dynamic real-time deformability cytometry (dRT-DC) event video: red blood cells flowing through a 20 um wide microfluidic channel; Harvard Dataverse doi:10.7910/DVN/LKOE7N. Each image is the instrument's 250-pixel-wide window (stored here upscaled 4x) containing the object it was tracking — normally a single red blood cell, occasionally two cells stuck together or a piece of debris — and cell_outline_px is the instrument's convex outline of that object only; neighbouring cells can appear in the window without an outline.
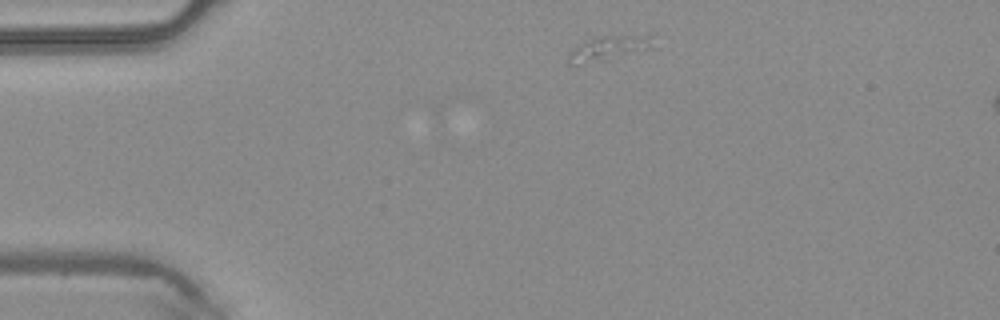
{"species": "common noctule bat (a hibernating species)", "species_latin": "Nyctalus noctula", "temperature_condition": "warm", "stored_images_in_passage": 18, "camera_frame_rate_fps": 3000, "um_per_image_px": 0.085, "animal": {"sex": "male", "body_mass_g": 20.4}, "frame": {"image": 1, "passage_image": 1, "time_ms": 0.0, "image_size_px": [1000, 320], "cell_outline_px": [[656, 36], [652, 48], [612, 60], [580, 64], [568, 64], [568, 56], [580, 44], [596, 36], [656, 32]], "centroid_in_image_um": [51.95, 4.04], "position_along_channel_um": 33.1, "area_um2": 13.01}}
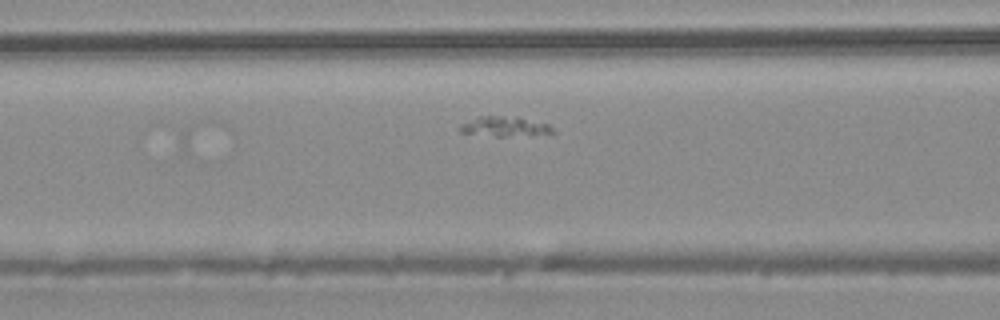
{"frame": {"image": 2, "passage_image": 11, "time_ms": 3.333, "image_size_px": [1000, 320], "cell_outline_px": [[556, 132], [500, 136], [496, 136], [460, 132], [460, 124], [476, 116], [516, 116], [548, 124]], "centroid_in_image_um": [42.83, 10.72], "position_along_channel_um": 123.8, "area_um2": 10.46}}
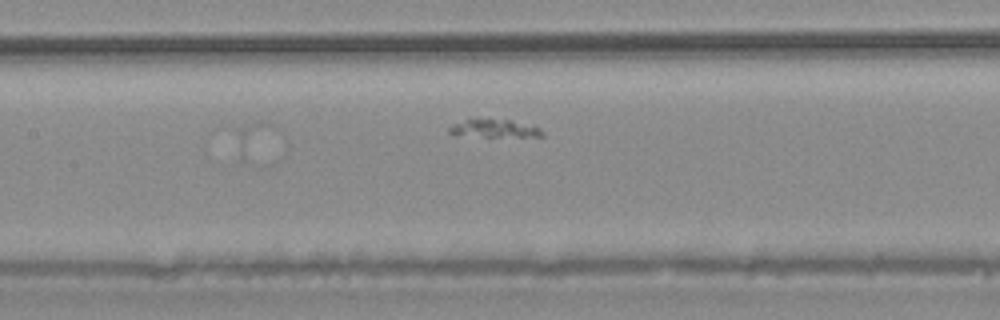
{"frame": {"image": 3, "passage_image": 14, "time_ms": 4.333, "image_size_px": [1000, 320], "cell_outline_px": [[544, 136], [456, 136], [448, 132], [448, 128], [464, 120], [476, 116], [480, 116], [512, 120], [540, 128], [544, 132]], "centroid_in_image_um": [41.95, 10.88], "position_along_channel_um": 165.4, "area_um2": 10.17}}